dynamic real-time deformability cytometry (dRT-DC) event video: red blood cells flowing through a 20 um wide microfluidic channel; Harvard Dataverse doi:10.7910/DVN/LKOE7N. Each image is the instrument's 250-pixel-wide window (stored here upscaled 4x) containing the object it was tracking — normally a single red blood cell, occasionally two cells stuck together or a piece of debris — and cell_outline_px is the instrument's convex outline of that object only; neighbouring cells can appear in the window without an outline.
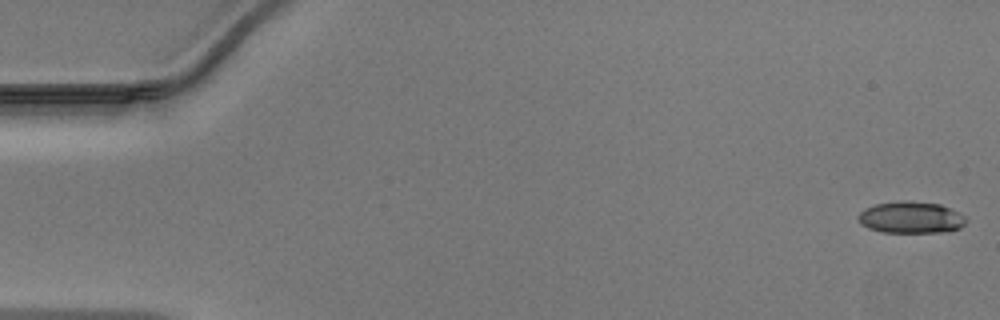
{"species": "Egyptian fruit bat (a non-hibernating species)", "species_latin": "Rousettus aegyptiacus", "temperature_condition": "warm", "stored_images_in_passage": 48, "camera_frame_rate_fps": 3000, "um_per_image_px": 0.085, "animal": {"sex": "male"}, "frame": {"image": 1, "passage_image": 1, "time_ms": 0.0, "image_size_px": [1000, 320], "cell_outline_px": [[968, 220], [960, 228], [944, 232], [884, 232], [868, 228], [860, 224], [856, 216], [864, 208], [876, 204], [940, 204], [960, 212]], "centroid_in_image_um": [77.44, 18.54], "position_along_channel_um": 7.6, "area_um2": 19.13}}
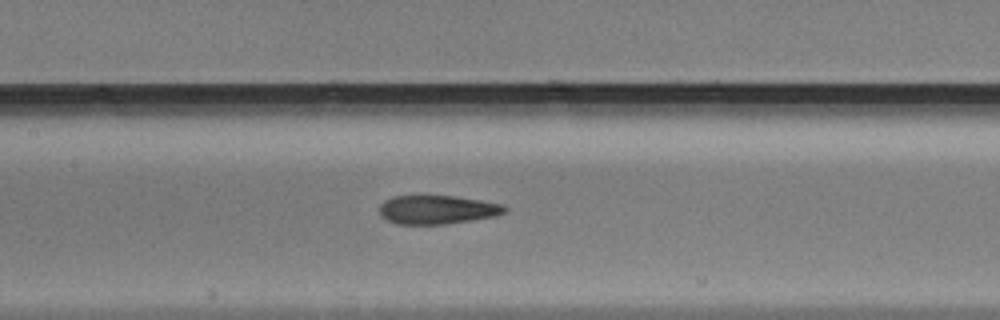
{"frame": {"image": 2, "passage_image": 23, "time_ms": 7.333, "image_size_px": [1000, 320], "cell_outline_px": [[508, 208], [504, 212], [496, 216], [444, 224], [396, 224], [380, 216], [380, 204], [384, 200], [396, 196], [456, 196], [504, 204]], "centroid_in_image_um": [37.17, 17.82], "position_along_channel_um": 170.2, "area_um2": 20.92}}
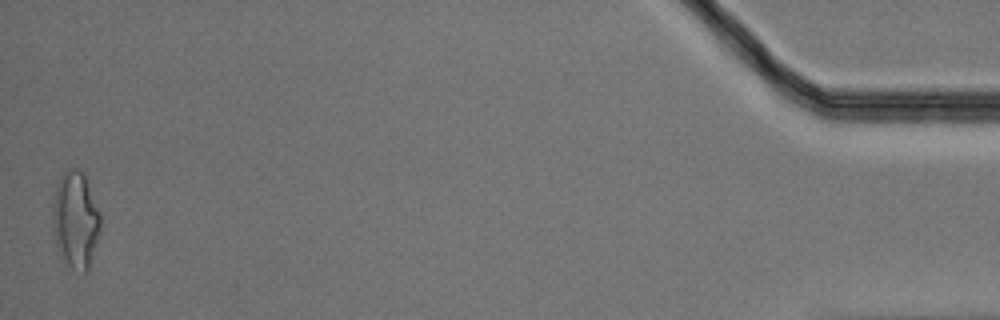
{"frame": {"image": 3, "passage_image": 48, "time_ms": 15.667, "image_size_px": [1000, 320], "cell_outline_px": [[100, 228], [88, 272], [84, 272], [64, 268], [60, 260], [56, 244], [52, 224], [52, 212], [56, 184], [60, 176], [64, 172], [72, 168], [76, 168], [84, 172], [100, 212]], "centroid_in_image_um": [6.4, 18.74], "position_along_channel_um": 428.8, "area_um2": 27.57}}